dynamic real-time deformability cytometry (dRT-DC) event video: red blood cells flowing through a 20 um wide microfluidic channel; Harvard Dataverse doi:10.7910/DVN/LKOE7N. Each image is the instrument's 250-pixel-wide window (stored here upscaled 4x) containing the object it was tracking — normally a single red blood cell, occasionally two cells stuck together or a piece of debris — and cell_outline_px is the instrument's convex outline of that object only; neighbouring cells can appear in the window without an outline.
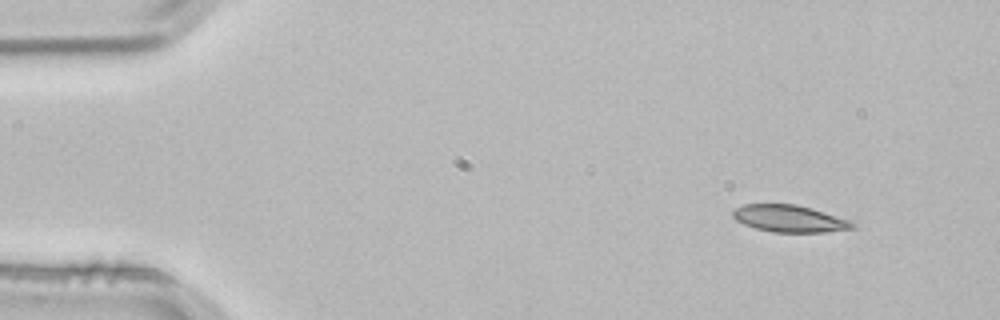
{"species": "common noctule bat (a hibernating species)", "species_latin": "Nyctalus noctula", "temperature_condition": "room temperature", "stored_images_in_passage": 3, "camera_frame_rate_fps": 3000, "um_per_image_px": 0.085, "animal": {"sex": "male", "body_mass_g": 21.5, "forearm_length_mm": 52.0}, "frame": {"image": 1, "passage_image": 1, "time_ms": 0.0, "image_size_px": [1000, 320], "cell_outline_px": [[856, 228], [824, 232], [772, 232], [756, 228], [744, 224], [736, 220], [732, 216], [732, 212], [736, 208], [744, 204], [796, 204], [812, 208], [848, 220], [856, 224]], "centroid_in_image_um": [67.1, 18.58], "position_along_channel_um": 17.9, "area_um2": 18.73}}
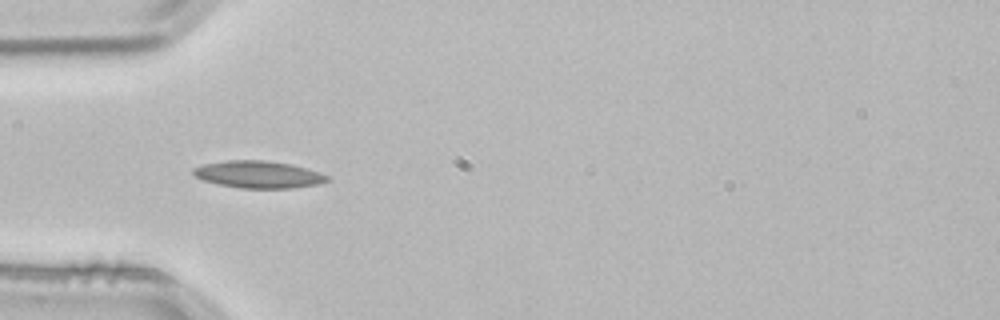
{"frame": {"image": 2, "passage_image": 3, "time_ms": 0.667, "image_size_px": [1000, 320], "cell_outline_px": [[328, 180], [316, 184], [292, 188], [240, 188], [220, 184], [204, 180], [196, 176], [192, 172], [192, 168], [204, 164], [228, 160], [268, 160], [292, 164], [328, 176]], "centroid_in_image_um": [21.93, 14.82], "position_along_channel_um": 63.1, "area_um2": 20.87}}